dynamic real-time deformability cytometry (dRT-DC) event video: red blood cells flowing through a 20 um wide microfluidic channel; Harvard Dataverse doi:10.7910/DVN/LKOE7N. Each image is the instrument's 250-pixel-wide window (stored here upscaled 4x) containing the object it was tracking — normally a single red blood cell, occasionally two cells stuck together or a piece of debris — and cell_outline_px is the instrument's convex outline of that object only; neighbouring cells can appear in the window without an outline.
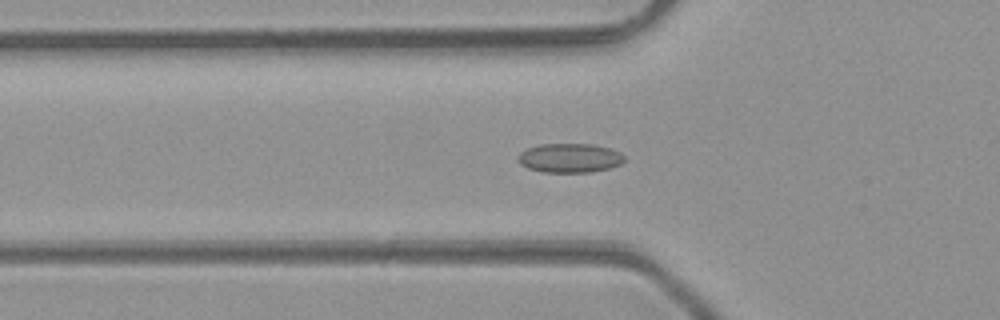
{"species": "common noctule bat (a hibernating species)", "species_latin": "Nyctalus noctula", "temperature_condition": "room temperature", "stored_images_in_passage": 48, "camera_frame_rate_fps": 3000, "um_per_image_px": 0.085, "animal": {"sex": "male", "body_mass_g": 23.1, "forearm_length_mm": 52.7}, "frame": {"image": 1, "passage_image": 16, "time_ms": 5.0, "image_size_px": [1000, 320], "cell_outline_px": [[624, 160], [620, 164], [608, 168], [592, 172], [540, 172], [528, 168], [520, 164], [516, 160], [516, 156], [520, 152], [528, 148], [540, 144], [592, 144], [612, 148], [620, 152], [624, 156]], "centroid_in_image_um": [48.4, 13.42], "position_along_channel_um": 77.4, "area_um2": 18.26}}
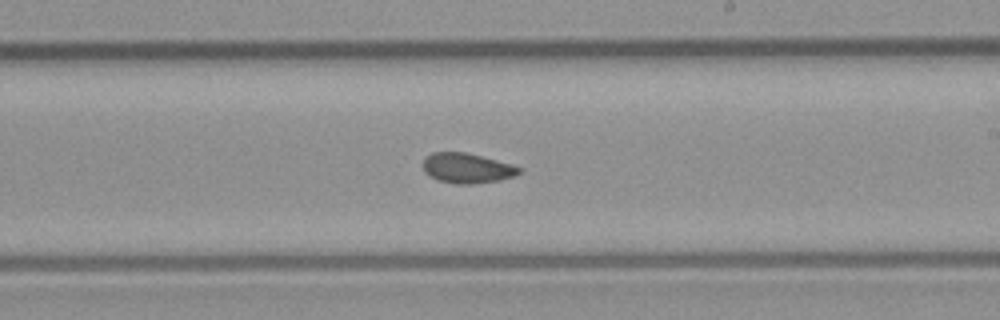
{"frame": {"image": 2, "passage_image": 28, "time_ms": 9.0, "image_size_px": [1000, 320], "cell_outline_px": [[520, 172], [516, 176], [500, 180], [472, 184], [456, 184], [440, 180], [428, 176], [424, 172], [424, 156], [432, 152], [464, 152], [512, 164], [520, 168]], "centroid_in_image_um": [39.68, 14.29], "position_along_channel_um": 249.3, "area_um2": 16.76}}
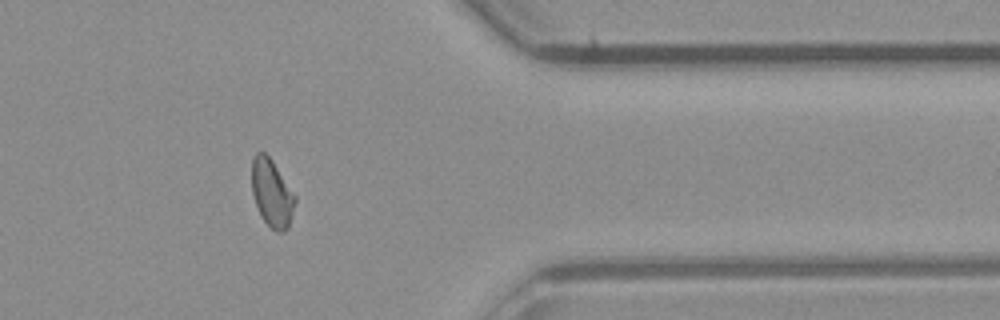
{"frame": {"image": 3, "passage_image": 39, "time_ms": 12.667, "image_size_px": [1000, 320], "cell_outline_px": [[296, 200], [288, 228], [284, 232], [276, 232], [264, 220], [256, 204], [252, 192], [252, 160], [256, 152], [264, 152], [272, 160], [296, 196]], "centroid_in_image_um": [23.11, 16.41], "position_along_channel_um": 388.3, "area_um2": 16.82}, "authors_computed_cell_mechanics": {"area_um2": 17.34, "velocity_mm_per_s": 4.2709, "shape_relaxation_time_tau1_ms": null, "shape_relaxation_time_tau2_ms": 3.544, "deformation_change_tau1": null, "deformation_change_tau2": 0.09}}